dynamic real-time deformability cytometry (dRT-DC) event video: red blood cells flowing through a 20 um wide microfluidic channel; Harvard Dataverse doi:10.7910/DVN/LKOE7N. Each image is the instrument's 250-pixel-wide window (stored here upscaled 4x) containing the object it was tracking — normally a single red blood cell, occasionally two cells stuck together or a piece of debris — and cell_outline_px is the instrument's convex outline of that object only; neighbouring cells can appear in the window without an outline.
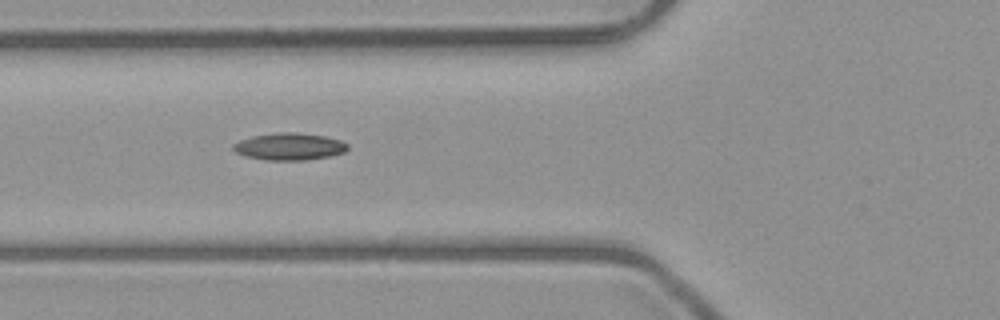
{"species": "common noctule bat (a hibernating species)", "species_latin": "Nyctalus noctula", "temperature_condition": "room temperature", "stored_images_in_passage": 4, "camera_frame_rate_fps": 3000, "um_per_image_px": 0.085, "animal": {"sex": "male", "body_mass_g": 23.1, "forearm_length_mm": 52.7}, "frame": {"image": 1, "passage_image": 2, "time_ms": 1.0, "image_size_px": [1000, 320], "cell_outline_px": [[348, 148], [344, 152], [328, 156], [304, 160], [264, 160], [244, 156], [236, 152], [232, 148], [232, 144], [240, 140], [252, 136], [280, 132], [296, 132], [324, 136], [340, 140], [348, 144]], "centroid_in_image_um": [24.56, 12.45], "position_along_channel_um": 101.2, "area_um2": 18.03}}
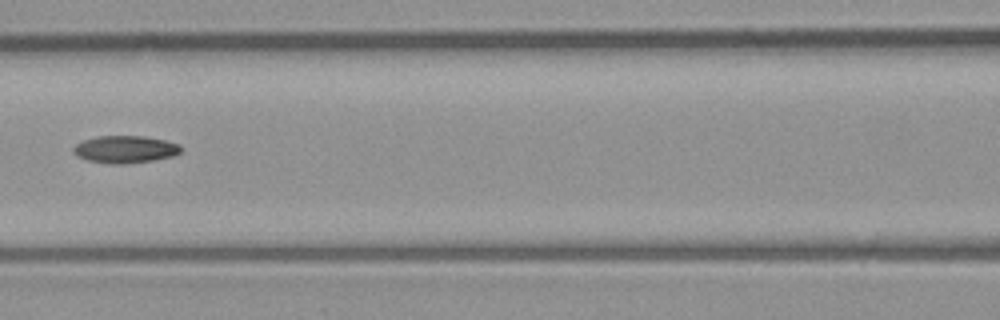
{"frame": {"image": 2, "passage_image": 3, "time_ms": 2.333, "image_size_px": [1000, 320], "cell_outline_px": [[180, 152], [172, 156], [156, 160], [128, 164], [108, 164], [88, 160], [76, 156], [72, 152], [72, 148], [76, 144], [84, 140], [100, 136], [144, 136], [164, 140], [180, 144]], "centroid_in_image_um": [10.62, 12.7], "position_along_channel_um": 156.0, "area_um2": 17.22}}
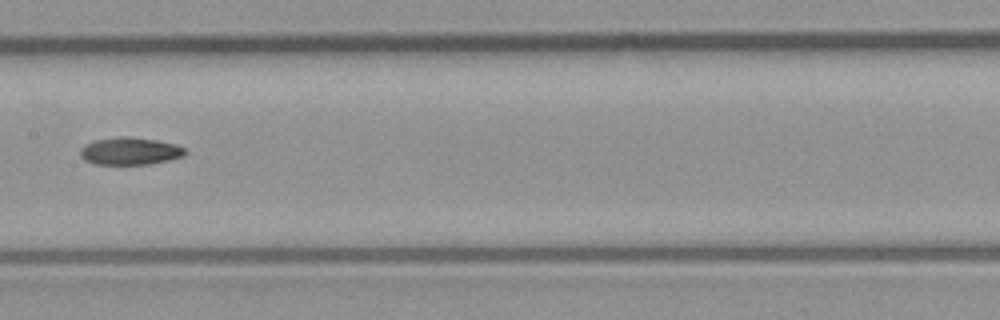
{"frame": {"image": 3, "passage_image": 4, "time_ms": 3.333, "image_size_px": [1000, 320], "cell_outline_px": [[188, 152], [184, 156], [168, 160], [148, 164], [96, 164], [84, 160], [80, 156], [80, 148], [96, 140], [120, 136], [128, 136], [156, 140], [176, 144], [184, 148]], "centroid_in_image_um": [11.07, 12.84], "position_along_channel_um": 196.3, "area_um2": 16.7}}